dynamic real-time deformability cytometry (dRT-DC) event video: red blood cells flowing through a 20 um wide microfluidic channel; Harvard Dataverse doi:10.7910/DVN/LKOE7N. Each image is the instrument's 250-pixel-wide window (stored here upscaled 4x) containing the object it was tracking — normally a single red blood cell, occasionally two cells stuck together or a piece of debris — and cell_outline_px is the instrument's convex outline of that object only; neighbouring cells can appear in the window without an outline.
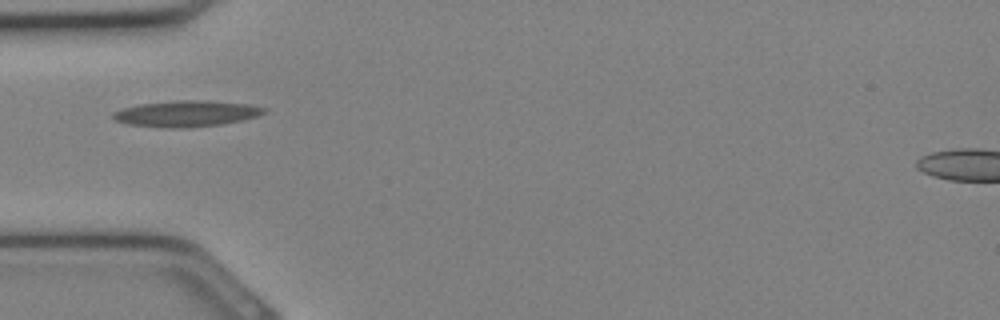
{"species": "Egyptian fruit bat (a non-hibernating species)", "species_latin": "Rousettus aegyptiacus", "temperature_condition": "cold", "stored_images_in_passage": 22, "camera_frame_rate_fps": 3000, "um_per_image_px": 0.085, "animal": {"sex": "female"}, "frame": {"image": 1, "passage_image": 1, "time_ms": 0.0, "image_size_px": [1000, 320], "cell_outline_px": [[268, 112], [256, 116], [240, 120], [220, 124], [188, 128], [168, 128], [128, 124], [116, 120], [112, 116], [112, 112], [124, 108], [140, 104], [180, 100], [196, 100], [248, 104], [268, 108]], "centroid_in_image_um": [15.85, 9.66], "position_along_channel_um": 69.1, "area_um2": 22.72}}
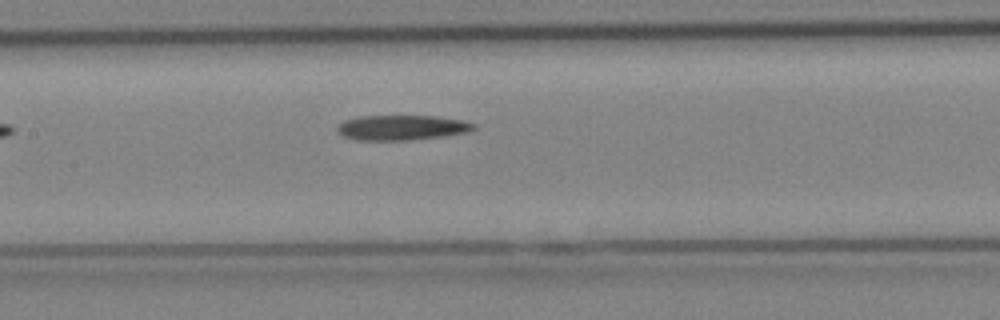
{"frame": {"image": 2, "passage_image": 6, "time_ms": 1.667, "image_size_px": [1000, 320], "cell_outline_px": [[476, 128], [468, 132], [440, 136], [408, 140], [356, 140], [344, 136], [336, 132], [336, 128], [344, 120], [360, 116], [436, 116], [460, 120], [476, 124]], "centroid_in_image_um": [34.12, 10.84], "position_along_channel_um": 173.3, "area_um2": 19.77}}
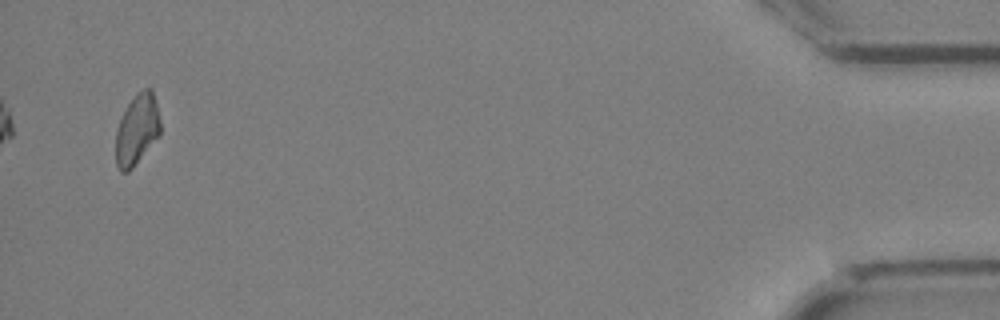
{"frame": {"image": 3, "passage_image": 22, "time_ms": 7.0, "image_size_px": [1000, 320], "cell_outline_px": [[160, 136], [132, 168], [128, 172], [120, 172], [116, 164], [116, 128], [128, 104], [136, 92], [144, 88], [152, 88], [160, 120]], "centroid_in_image_um": [11.65, 11.02], "position_along_channel_um": 423.6, "area_um2": 18.44}}